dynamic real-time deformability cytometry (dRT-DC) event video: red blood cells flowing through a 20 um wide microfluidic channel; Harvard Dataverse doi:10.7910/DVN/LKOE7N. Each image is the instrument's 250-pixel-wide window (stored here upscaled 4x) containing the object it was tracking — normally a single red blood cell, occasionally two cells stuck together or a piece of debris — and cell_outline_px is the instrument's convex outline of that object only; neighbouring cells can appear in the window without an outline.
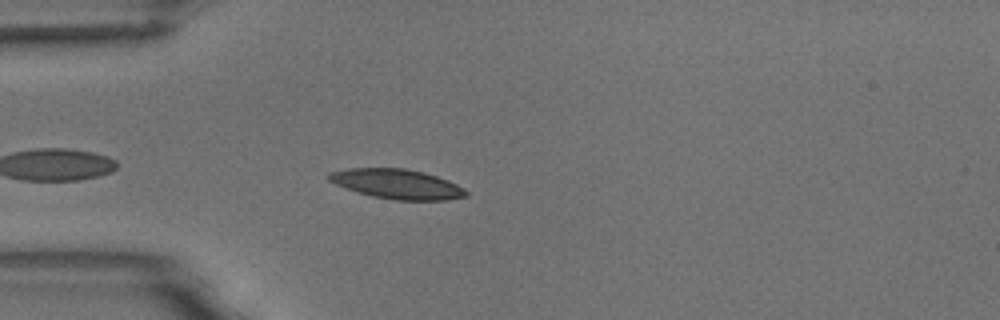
{"species": "common noctule bat (a hibernating species)", "species_latin": "Nyctalus noctula", "temperature_condition": "room temperature", "stored_images_in_passage": 8, "camera_frame_rate_fps": 3000, "um_per_image_px": 0.085, "animal": {"sex": "male", "body_mass_g": 18.8}, "frame": {"image": 1, "passage_image": 4, "time_ms": 1.0, "image_size_px": [1000, 320], "cell_outline_px": [[468, 196], [448, 200], [392, 200], [372, 196], [336, 184], [328, 180], [324, 176], [328, 172], [348, 168], [404, 168], [424, 172], [448, 180], [464, 188], [468, 192]], "centroid_in_image_um": [33.75, 15.64], "position_along_channel_um": 51.3, "area_um2": 23.81}}